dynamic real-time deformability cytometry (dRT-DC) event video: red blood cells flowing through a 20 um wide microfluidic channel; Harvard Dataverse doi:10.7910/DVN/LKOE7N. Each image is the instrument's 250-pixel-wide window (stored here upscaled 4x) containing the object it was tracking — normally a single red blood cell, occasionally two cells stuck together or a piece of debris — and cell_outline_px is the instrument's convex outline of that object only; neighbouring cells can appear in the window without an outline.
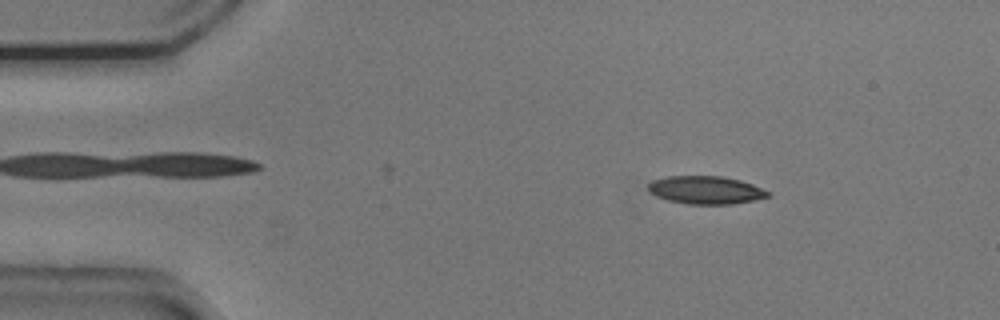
{"species": "common noctule bat (a hibernating species)", "species_latin": "Nyctalus noctula", "temperature_condition": "cold", "stored_images_in_passage": 43, "camera_frame_rate_fps": 3000, "um_per_image_px": 0.085, "animal": {"sex": "male", "body_mass_g": 20.5, "forearm_length_mm": 52.5}, "frame": {"image": 1, "passage_image": 7, "time_ms": 2.0, "image_size_px": [1000, 320], "cell_outline_px": [[772, 196], [732, 204], [688, 204], [668, 200], [656, 196], [648, 192], [648, 184], [652, 180], [668, 176], [720, 176], [740, 180], [752, 184], [768, 192]], "centroid_in_image_um": [59.95, 16.15], "position_along_channel_um": 25.1, "area_um2": 19.42}}
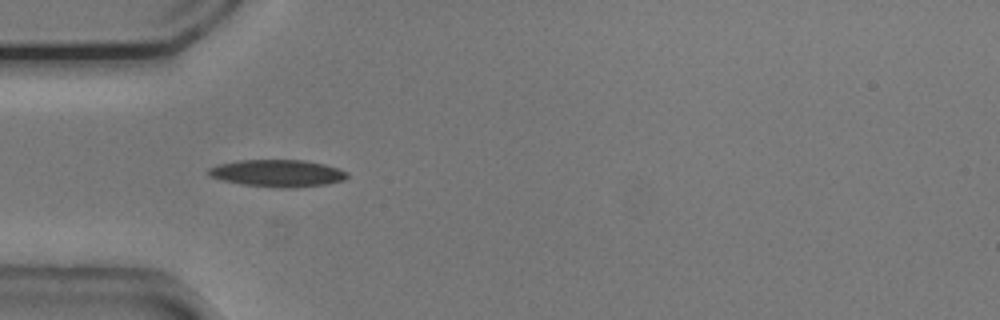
{"frame": {"image": 2, "passage_image": 15, "time_ms": 4.667, "image_size_px": [1000, 320], "cell_outline_px": [[348, 176], [344, 180], [328, 184], [292, 188], [280, 188], [244, 184], [224, 180], [208, 176], [208, 168], [220, 164], [236, 160], [304, 160], [324, 164], [348, 172]], "centroid_in_image_um": [23.61, 14.72], "position_along_channel_um": 61.4, "area_um2": 21.85}}
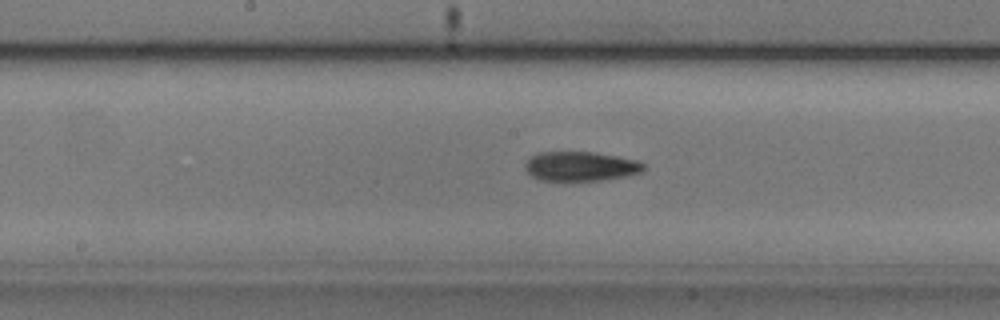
{"frame": {"image": 3, "passage_image": 26, "time_ms": 8.333, "image_size_px": [1000, 320], "cell_outline_px": [[644, 172], [624, 176], [600, 180], [540, 180], [532, 176], [524, 168], [524, 164], [532, 156], [540, 152], [592, 152], [620, 156], [640, 160], [644, 164]], "centroid_in_image_um": [49.39, 14.12], "position_along_channel_um": 198.8, "area_um2": 20.35}, "authors_computed_cell_mechanics": {"area_um2": 20.1144, "velocity_mm_per_s": 3.7697, "shape_relaxation_time_tau1_ms": 4.5361, "shape_relaxation_time_tau2_ms": 11.3111, "deformation_change_tau1": 0.1398, "deformation_change_tau2": 0.2397}}